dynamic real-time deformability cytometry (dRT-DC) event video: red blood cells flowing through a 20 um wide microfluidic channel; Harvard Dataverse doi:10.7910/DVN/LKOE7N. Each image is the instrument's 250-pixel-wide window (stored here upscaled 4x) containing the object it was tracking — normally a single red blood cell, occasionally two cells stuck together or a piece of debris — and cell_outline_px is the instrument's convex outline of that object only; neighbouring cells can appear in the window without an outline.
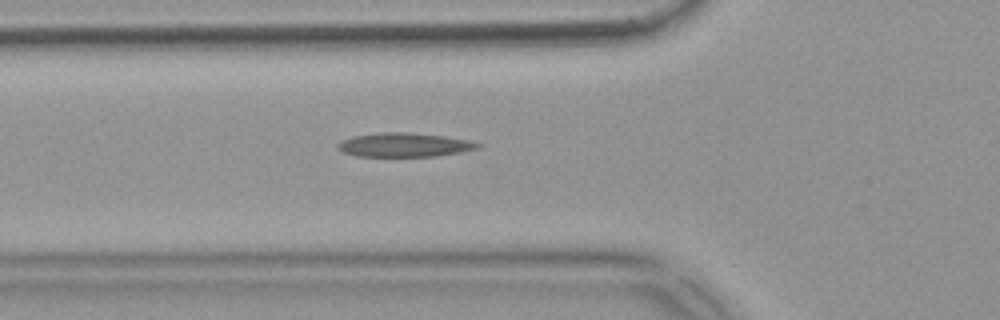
{"species": "common noctule bat (a hibernating species)", "species_latin": "Nyctalus noctula", "temperature_condition": "warm", "stored_images_in_passage": 34, "camera_frame_rate_fps": 3000, "um_per_image_px": 0.085, "animal": {"sex": "female", "body_mass_g": 18.4}, "frame": {"image": 1, "passage_image": 4, "time_ms": 1.0, "image_size_px": [1000, 320], "cell_outline_px": [[484, 144], [480, 148], [460, 152], [436, 156], [356, 156], [344, 152], [336, 148], [336, 144], [340, 140], [352, 136], [380, 132], [408, 132], [444, 136], [468, 140]], "centroid_in_image_um": [34.35, 12.31], "position_along_channel_um": 91.5, "area_um2": 19.71}}
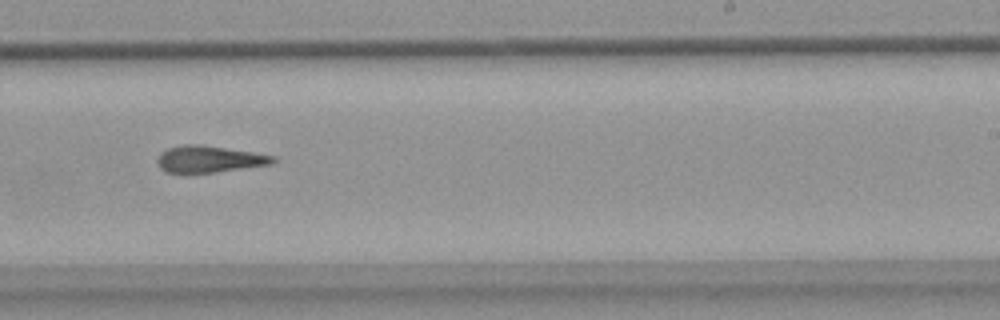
{"frame": {"image": 2, "passage_image": 18, "time_ms": 5.667, "image_size_px": [1000, 320], "cell_outline_px": [[276, 160], [272, 164], [216, 172], [164, 172], [156, 164], [156, 160], [160, 152], [168, 148], [184, 144], [204, 144], [276, 156]], "centroid_in_image_um": [17.76, 13.51], "position_along_channel_um": 271.2, "area_um2": 18.09}}
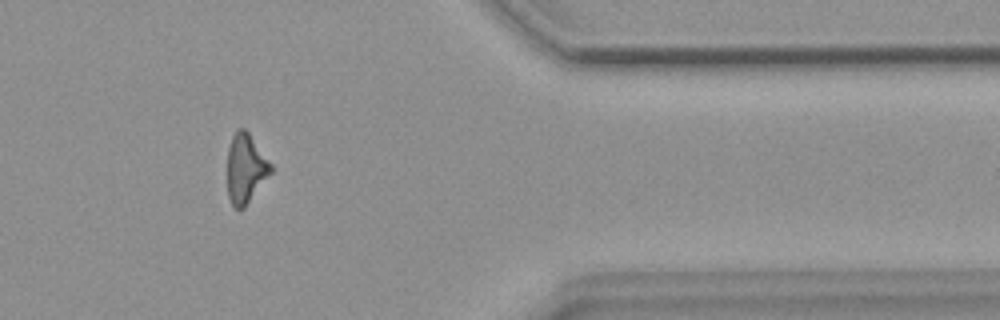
{"frame": {"image": 3, "passage_image": 29, "time_ms": 9.333, "image_size_px": [1000, 320], "cell_outline_px": [[272, 172], [244, 208], [236, 208], [232, 204], [228, 196], [228, 148], [232, 136], [236, 128], [244, 128], [248, 132], [272, 164]], "centroid_in_image_um": [20.88, 14.3], "position_along_channel_um": 390.5, "area_um2": 17.46}}